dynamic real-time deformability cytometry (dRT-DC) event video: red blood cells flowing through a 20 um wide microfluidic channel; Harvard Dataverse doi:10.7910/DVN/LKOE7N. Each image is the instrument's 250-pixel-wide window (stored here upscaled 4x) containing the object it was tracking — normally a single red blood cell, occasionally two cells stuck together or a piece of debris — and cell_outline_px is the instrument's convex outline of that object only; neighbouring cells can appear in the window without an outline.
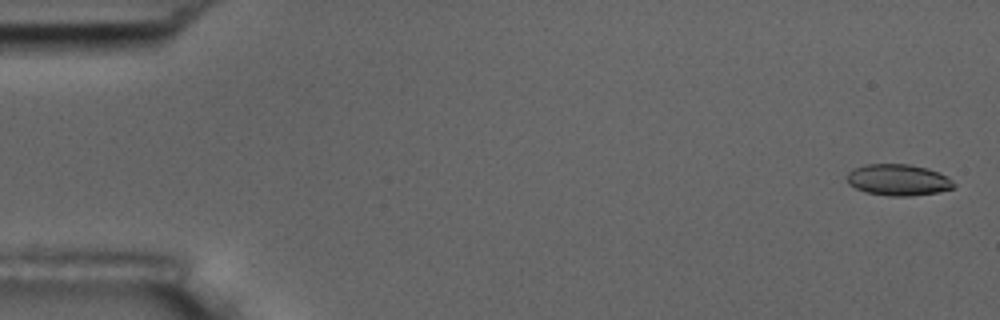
{"species": "common noctule bat (a hibernating species)", "species_latin": "Nyctalus noctula", "temperature_condition": "room temperature", "stored_images_in_passage": 15, "camera_frame_rate_fps": 3000, "um_per_image_px": 0.085, "animal": {"sex": "male", "body_mass_g": 17.5, "forearm_length_mm": 52.3}, "frame": {"image": 1, "passage_image": 2, "time_ms": 0.333, "image_size_px": [1000, 320], "cell_outline_px": [[956, 188], [936, 192], [912, 196], [888, 196], [864, 192], [848, 184], [848, 172], [852, 168], [864, 164], [908, 164], [928, 168], [948, 176], [956, 184]], "centroid_in_image_um": [76.36, 15.29], "position_along_channel_um": 8.6, "area_um2": 19.77}}
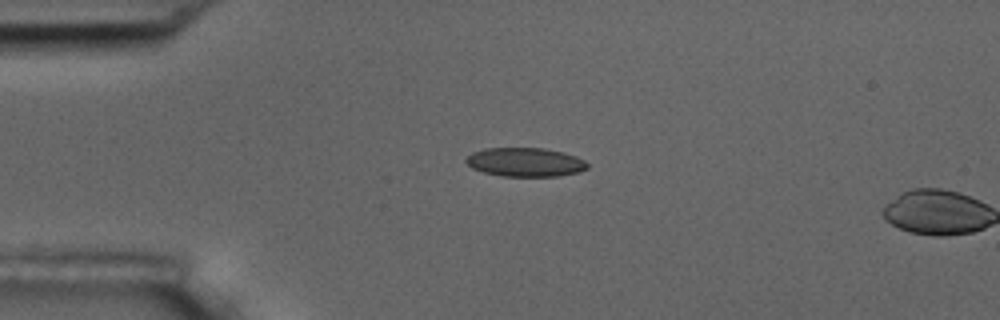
{"frame": {"image": 2, "passage_image": 14, "time_ms": 4.333, "image_size_px": [1000, 320], "cell_outline_px": [[588, 168], [580, 172], [560, 176], [504, 176], [484, 172], [472, 168], [464, 160], [472, 152], [484, 148], [544, 148], [564, 152], [576, 156], [584, 160], [588, 164]], "centroid_in_image_um": [44.67, 13.78], "position_along_channel_um": 40.3, "area_um2": 20.52}}